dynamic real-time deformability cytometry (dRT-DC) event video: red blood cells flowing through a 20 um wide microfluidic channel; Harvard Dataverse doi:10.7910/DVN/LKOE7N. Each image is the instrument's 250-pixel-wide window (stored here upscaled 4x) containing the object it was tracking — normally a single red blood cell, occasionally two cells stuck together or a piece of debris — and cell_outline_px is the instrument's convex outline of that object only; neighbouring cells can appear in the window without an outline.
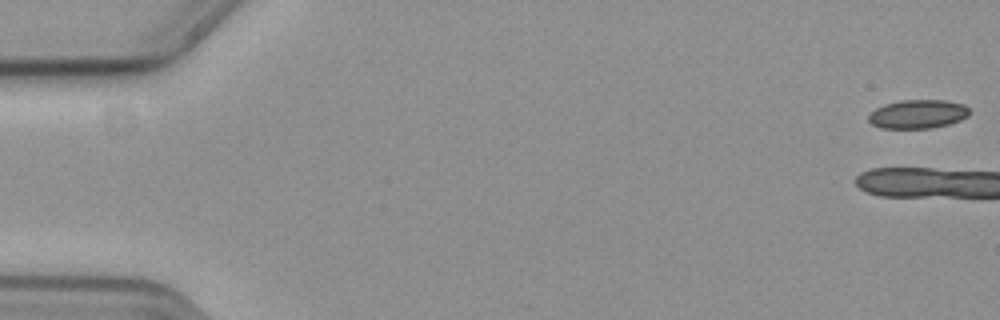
{"species": "common noctule bat (a hibernating species)", "species_latin": "Nyctalus noctula", "temperature_condition": "cold", "stored_images_in_passage": 5, "camera_frame_rate_fps": 3000, "um_per_image_px": 0.085, "animal": {"sex": "female", "body_mass_g": 19.3, "forearm_length_mm": 54.1}, "frame": {"image": 1, "passage_image": 1, "time_ms": 0.0, "image_size_px": [1000, 320], "cell_outline_px": [[968, 116], [960, 120], [948, 124], [932, 128], [880, 128], [872, 124], [868, 120], [868, 116], [876, 108], [884, 104], [900, 100], [948, 100], [964, 104], [968, 108]], "centroid_in_image_um": [78.01, 9.69], "position_along_channel_um": 7.0, "area_um2": 16.94}}